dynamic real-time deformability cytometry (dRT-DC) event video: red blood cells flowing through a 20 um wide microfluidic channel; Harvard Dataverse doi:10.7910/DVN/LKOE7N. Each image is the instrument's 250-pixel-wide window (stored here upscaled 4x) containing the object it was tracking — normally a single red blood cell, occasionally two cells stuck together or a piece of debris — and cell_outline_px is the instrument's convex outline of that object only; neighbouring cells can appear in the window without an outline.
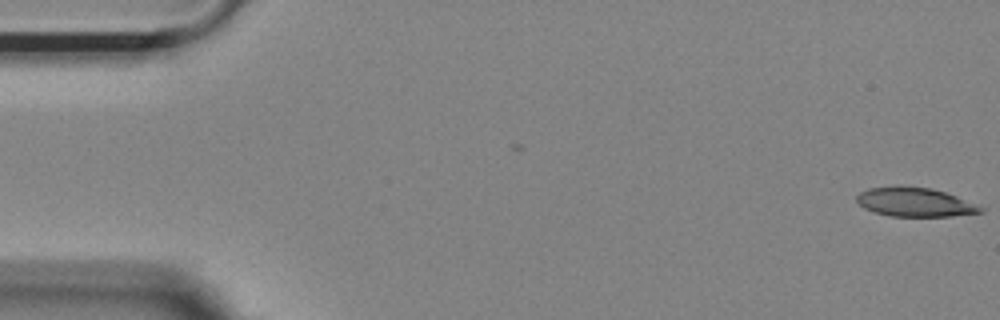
{"species": "Egyptian fruit bat (a non-hibernating species)", "species_latin": "Rousettus aegyptiacus", "temperature_condition": "room temperature", "stored_images_in_passage": 36, "camera_frame_rate_fps": 3000, "um_per_image_px": 0.085, "animal": {"sex": "female"}, "frame": {"image": 1, "passage_image": 1, "time_ms": 0.0, "image_size_px": [1000, 320], "cell_outline_px": [[984, 212], [952, 216], [888, 216], [864, 208], [856, 200], [856, 196], [860, 192], [868, 188], [900, 184], [932, 188], [956, 196], [984, 208]], "centroid_in_image_um": [77.73, 17.16], "position_along_channel_um": 7.3, "area_um2": 21.15}}
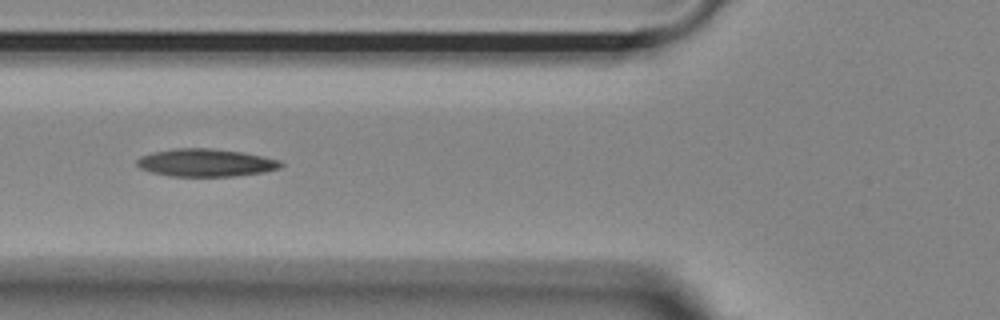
{"frame": {"image": 2, "passage_image": 20, "time_ms": 6.333, "image_size_px": [1000, 320], "cell_outline_px": [[284, 164], [276, 168], [260, 172], [232, 176], [172, 176], [152, 172], [140, 168], [136, 164], [136, 160], [140, 156], [152, 152], [176, 148], [208, 148], [244, 152], [280, 160]], "centroid_in_image_um": [17.44, 13.82], "position_along_channel_um": 108.4, "area_um2": 23.0}}
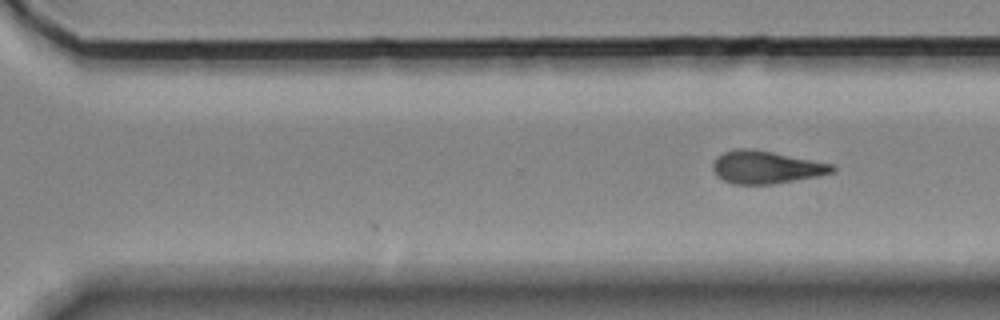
{"frame": {"image": 3, "passage_image": 36, "time_ms": 11.667, "image_size_px": [1000, 320], "cell_outline_px": [[836, 172], [820, 176], [776, 184], [736, 184], [724, 180], [712, 168], [712, 164], [716, 156], [724, 152], [736, 148], [748, 148], [772, 152], [832, 164], [836, 168]], "centroid_in_image_um": [65.14, 14.22], "position_along_channel_um": 305.5, "area_um2": 22.72}}